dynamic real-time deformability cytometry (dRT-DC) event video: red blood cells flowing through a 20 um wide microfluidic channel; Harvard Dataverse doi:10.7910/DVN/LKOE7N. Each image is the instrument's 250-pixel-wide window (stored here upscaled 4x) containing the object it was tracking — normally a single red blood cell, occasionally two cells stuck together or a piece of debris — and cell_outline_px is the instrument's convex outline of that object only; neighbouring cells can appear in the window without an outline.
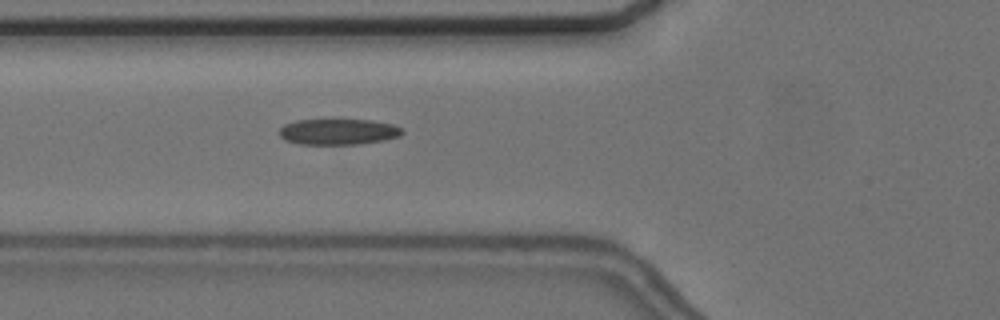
{"species": "common noctule bat (a hibernating species)", "species_latin": "Nyctalus noctula", "temperature_condition": "cold", "stored_images_in_passage": 29, "camera_frame_rate_fps": 3000, "um_per_image_px": 0.085, "animal": {"sex": "female", "body_mass_g": 24.6, "forearm_length_mm": 56.2}, "frame": {"image": 1, "passage_image": 5, "time_ms": 1.333, "image_size_px": [1000, 320], "cell_outline_px": [[404, 132], [400, 136], [384, 140], [360, 144], [300, 144], [284, 140], [280, 136], [280, 128], [284, 124], [296, 120], [336, 116], [372, 120], [392, 124], [400, 128]], "centroid_in_image_um": [28.73, 11.14], "position_along_channel_um": 97.1, "area_um2": 19.59}}
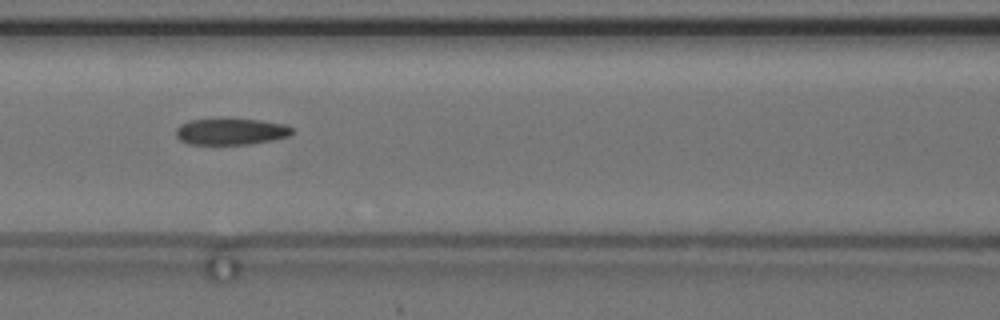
{"frame": {"image": 2, "passage_image": 9, "time_ms": 2.667, "image_size_px": [1000, 320], "cell_outline_px": [[292, 132], [288, 136], [272, 140], [252, 144], [188, 144], [180, 140], [176, 136], [176, 128], [180, 124], [188, 120], [260, 120], [284, 124], [292, 128]], "centroid_in_image_um": [19.6, 11.2], "position_along_channel_um": 147.0, "area_um2": 17.57}, "authors_computed_cell_mechanics": {"area_um2": 18.9584, "velocity_mm_per_s": 3.6748, "shape_relaxation_time_tau1_ms": 10.0263, "shape_relaxation_time_tau2_ms": 7.1882, "deformation_change_tau1": 0.218, "deformation_change_tau2": 0.1688}}